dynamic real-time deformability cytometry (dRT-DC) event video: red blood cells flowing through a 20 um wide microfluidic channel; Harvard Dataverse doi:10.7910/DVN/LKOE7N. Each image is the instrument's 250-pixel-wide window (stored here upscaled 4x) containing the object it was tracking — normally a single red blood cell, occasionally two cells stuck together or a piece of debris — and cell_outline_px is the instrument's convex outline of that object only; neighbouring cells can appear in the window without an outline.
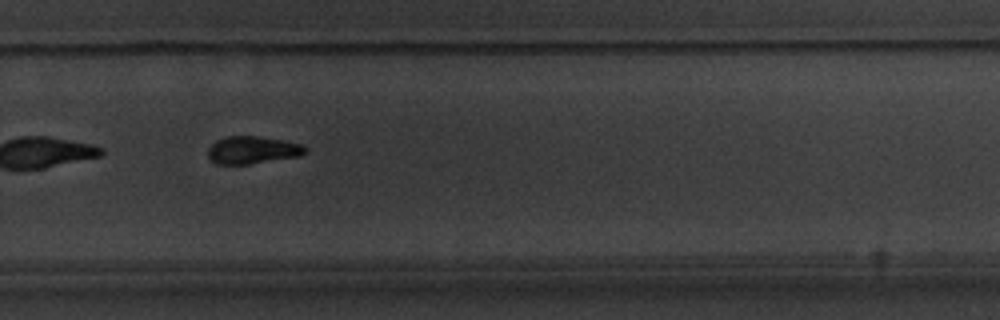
{"species": "common noctule bat (a hibernating species)", "species_latin": "Nyctalus noctula", "temperature_condition": "warm", "stored_images_in_passage": 36, "segment_of_instrument_passage": [2, 2], "camera_frame_rate_fps": 3000, "um_per_image_px": 0.085, "animal": {"sex": "male", "body_mass_g": 20.1, "forearm_length_mm": 53.5}, "frame": {"image": 1, "passage_image": 33, "time_ms": 10.667, "image_size_px": [1000, 320], "cell_outline_px": [[308, 152], [300, 156], [248, 164], [216, 164], [208, 156], [208, 148], [216, 140], [228, 136], [256, 136], [304, 144], [308, 148]], "centroid_in_image_um": [21.49, 12.75], "position_along_channel_um": 308.3, "area_um2": 15.61}}